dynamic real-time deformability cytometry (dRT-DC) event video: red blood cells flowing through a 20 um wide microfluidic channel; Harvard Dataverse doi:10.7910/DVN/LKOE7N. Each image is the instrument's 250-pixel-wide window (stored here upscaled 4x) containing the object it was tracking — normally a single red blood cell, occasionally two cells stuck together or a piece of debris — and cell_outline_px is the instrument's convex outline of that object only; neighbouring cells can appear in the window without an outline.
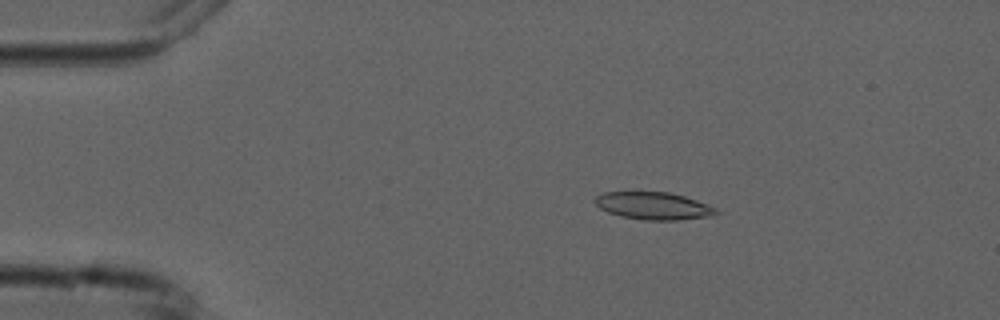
{"species": "common noctule bat (a hibernating species)", "species_latin": "Nyctalus noctula", "temperature_condition": "cold", "stored_images_in_passage": 4, "camera_frame_rate_fps": 3000, "um_per_image_px": 0.085, "animal": {"sex": "male", "forearm_length_mm": 52.5}, "frame": {"image": 1, "passage_image": 2, "time_ms": 1.333, "image_size_px": [1000, 320], "cell_outline_px": [[724, 212], [712, 216], [676, 220], [644, 220], [620, 216], [608, 212], [600, 208], [592, 200], [596, 196], [604, 192], [668, 192], [684, 196], [696, 200], [716, 208]], "centroid_in_image_um": [55.56, 17.5], "position_along_channel_um": 29.4, "area_um2": 19.48}}
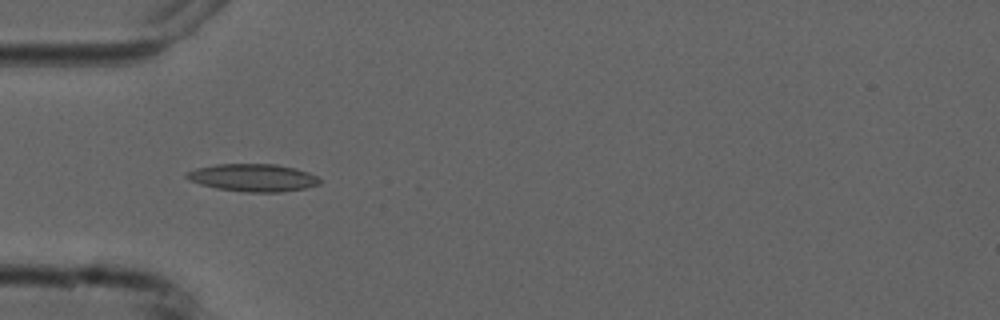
{"frame": {"image": 2, "passage_image": 4, "time_ms": 3.667, "image_size_px": [1000, 320], "cell_outline_px": [[320, 184], [304, 188], [280, 192], [244, 192], [216, 188], [200, 184], [188, 180], [184, 176], [184, 172], [196, 168], [216, 164], [276, 164], [296, 168], [308, 172], [316, 176], [320, 180]], "centroid_in_image_um": [21.46, 15.1], "position_along_channel_um": 63.5, "area_um2": 21.5}}